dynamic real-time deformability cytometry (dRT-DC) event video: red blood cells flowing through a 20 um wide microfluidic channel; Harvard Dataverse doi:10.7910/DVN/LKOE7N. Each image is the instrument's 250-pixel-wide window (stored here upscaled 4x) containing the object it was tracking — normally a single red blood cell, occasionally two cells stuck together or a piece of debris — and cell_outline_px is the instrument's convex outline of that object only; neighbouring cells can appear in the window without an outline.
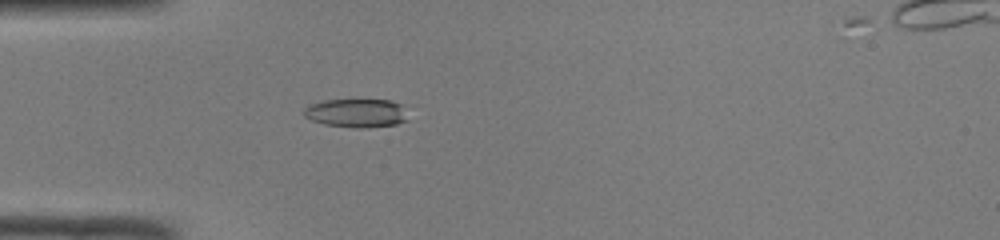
{"species": "common noctule bat (a hibernating species)", "species_latin": "Nyctalus noctula", "temperature_condition": "room temperature", "stored_images_in_passage": 42, "camera_frame_rate_fps": 3000, "um_per_image_px": 0.085, "animal": {"sex": "male", "body_mass_g": 19.0, "forearm_length_mm": 50.8}, "frame": {"image": 1, "passage_image": 7, "time_ms": 2.0, "image_size_px": [1000, 240], "cell_outline_px": [[408, 120], [396, 124], [360, 128], [356, 128], [324, 124], [312, 120], [304, 116], [304, 108], [308, 104], [324, 100], [388, 100], [400, 104]], "centroid_in_image_um": [30.24, 9.61], "position_along_channel_um": 54.8, "area_um2": 17.17}}
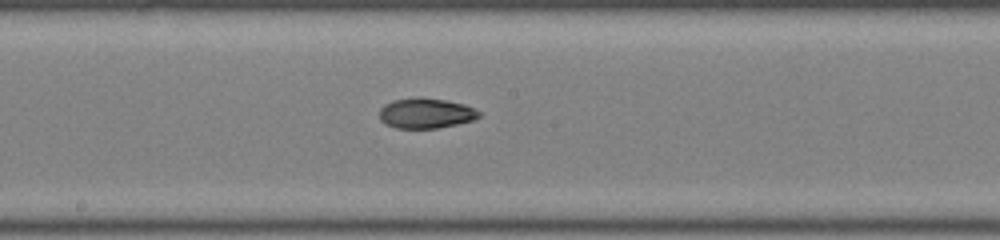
{"frame": {"image": 2, "passage_image": 19, "time_ms": 6.0, "image_size_px": [1000, 240], "cell_outline_px": [[480, 116], [472, 120], [456, 124], [436, 128], [396, 128], [384, 124], [380, 120], [380, 108], [384, 104], [392, 100], [416, 96], [420, 96], [444, 100], [464, 104], [480, 112]], "centroid_in_image_um": [36.14, 9.61], "position_along_channel_um": 212.1, "area_um2": 17.63}}
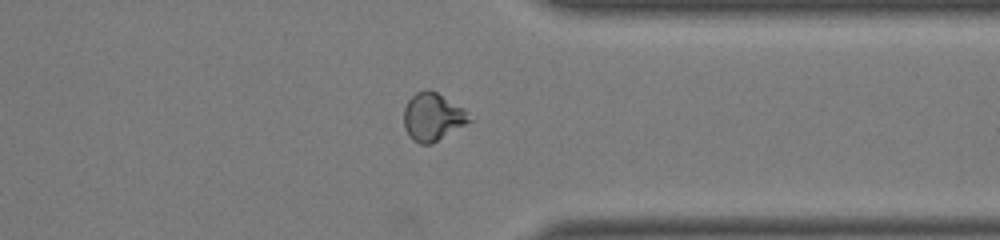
{"frame": {"image": 3, "passage_image": 31, "time_ms": 10.0, "image_size_px": [1000, 240], "cell_outline_px": [[472, 120], [432, 144], [420, 144], [412, 140], [408, 136], [404, 128], [404, 108], [408, 100], [416, 92], [428, 88], [436, 92], [464, 108], [468, 112]], "centroid_in_image_um": [36.75, 9.94], "position_along_channel_um": 374.6, "area_um2": 18.32}}